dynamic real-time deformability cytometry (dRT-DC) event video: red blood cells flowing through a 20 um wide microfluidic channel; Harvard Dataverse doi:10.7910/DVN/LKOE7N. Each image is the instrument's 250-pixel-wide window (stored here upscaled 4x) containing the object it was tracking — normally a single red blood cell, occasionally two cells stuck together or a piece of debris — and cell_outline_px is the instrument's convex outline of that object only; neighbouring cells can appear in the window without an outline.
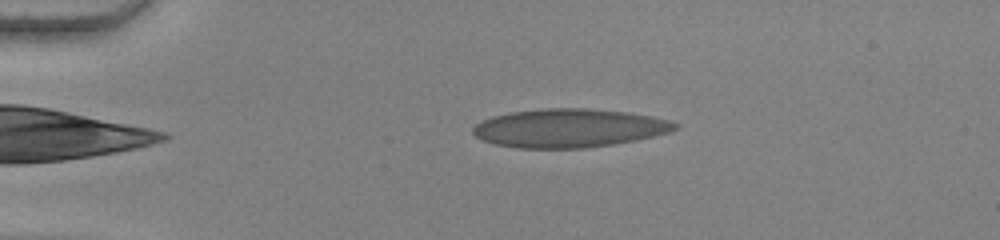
{"species": "human", "species_latin": "Homo sapiens", "temperature_condition": "warm", "stored_images_in_passage": 50, "camera_frame_rate_fps": 3000, "um_per_image_px": 0.085, "donor": {"sex": "female"}, "frame": {"image": 1, "passage_image": 8, "time_ms": 2.333, "image_size_px": [1000, 240], "cell_outline_px": [[680, 128], [668, 132], [636, 140], [612, 144], [584, 148], [520, 148], [496, 144], [484, 140], [476, 136], [472, 132], [472, 128], [476, 124], [492, 116], [512, 112], [544, 108], [588, 108], [624, 112], [652, 116], [668, 120], [680, 124]], "centroid_in_image_um": [48.39, 10.88], "position_along_channel_um": 36.6, "area_um2": 45.14}}
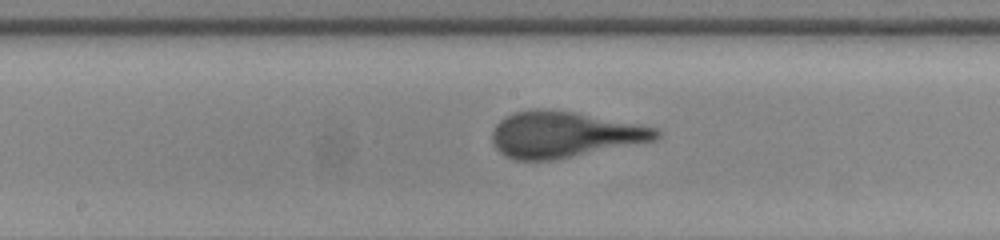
{"frame": {"image": 2, "passage_image": 25, "time_ms": 8.0, "image_size_px": [1000, 240], "cell_outline_px": [[664, 132], [656, 140], [552, 160], [516, 160], [504, 156], [492, 144], [492, 132], [496, 124], [504, 116], [516, 112], [532, 108], [536, 108], [576, 112], [640, 124], [656, 128]], "centroid_in_image_um": [47.94, 11.42], "position_along_channel_um": 200.3, "area_um2": 44.1}}
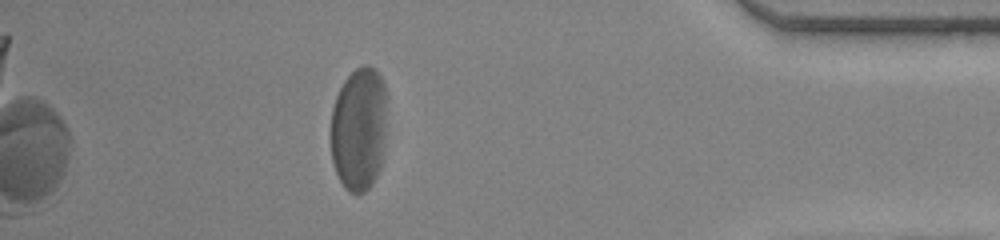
{"frame": {"image": 3, "passage_image": 44, "time_ms": 14.333, "image_size_px": [1000, 240], "cell_outline_px": [[384, 152], [380, 168], [372, 184], [364, 192], [348, 192], [344, 188], [336, 172], [332, 160], [328, 136], [328, 132], [332, 108], [336, 96], [344, 80], [356, 68], [364, 64], [368, 64], [376, 68], [384, 84]], "centroid_in_image_um": [30.45, 10.96], "position_along_channel_um": 404.7, "area_um2": 41.04}, "authors_computed_cell_mechanics": {"area_um2": 43.8413, "velocity_mm_per_s": 3.7934, "shape_relaxation_time_tau1_ms": 3.2673, "shape_relaxation_time_tau2_ms": null, "deformation_change_tau1": 0.1644, "deformation_change_tau2": null}}